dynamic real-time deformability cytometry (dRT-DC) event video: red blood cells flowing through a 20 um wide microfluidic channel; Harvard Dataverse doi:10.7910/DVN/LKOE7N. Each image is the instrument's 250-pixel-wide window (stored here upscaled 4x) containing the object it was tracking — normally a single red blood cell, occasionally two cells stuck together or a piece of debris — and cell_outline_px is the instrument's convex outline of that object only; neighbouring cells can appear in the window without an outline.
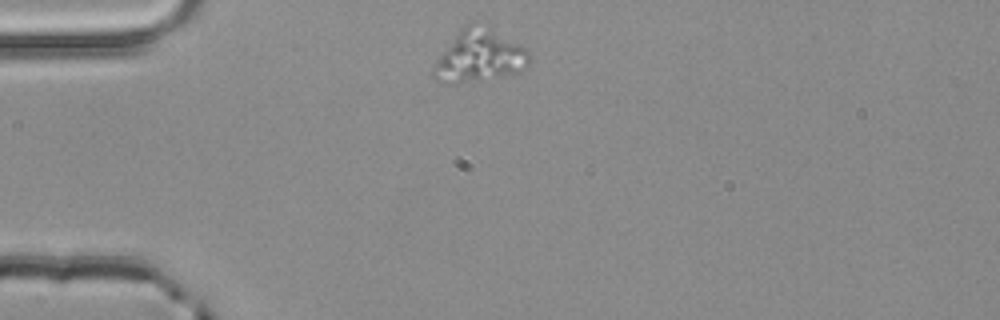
{"species": "common noctule bat (a hibernating species)", "species_latin": "Nyctalus noctula", "temperature_condition": "room temperature", "stored_images_in_passage": 1, "camera_frame_rate_fps": 3000, "um_per_image_px": 0.085, "animal": {"sex": "male", "body_mass_g": 20.4}, "frame": {"image": 1, "passage_image": 1, "time_ms": 0.0, "image_size_px": [1000, 320], "cell_outline_px": [[532, 60], [520, 72], [476, 80], [448, 84], [440, 84], [432, 80], [432, 68], [436, 60], [460, 28], [464, 24], [472, 20], [476, 20], [492, 28], [528, 48], [532, 52]], "centroid_in_image_um": [40.74, 4.72], "position_along_channel_um": 44.3, "area_um2": 29.88}}